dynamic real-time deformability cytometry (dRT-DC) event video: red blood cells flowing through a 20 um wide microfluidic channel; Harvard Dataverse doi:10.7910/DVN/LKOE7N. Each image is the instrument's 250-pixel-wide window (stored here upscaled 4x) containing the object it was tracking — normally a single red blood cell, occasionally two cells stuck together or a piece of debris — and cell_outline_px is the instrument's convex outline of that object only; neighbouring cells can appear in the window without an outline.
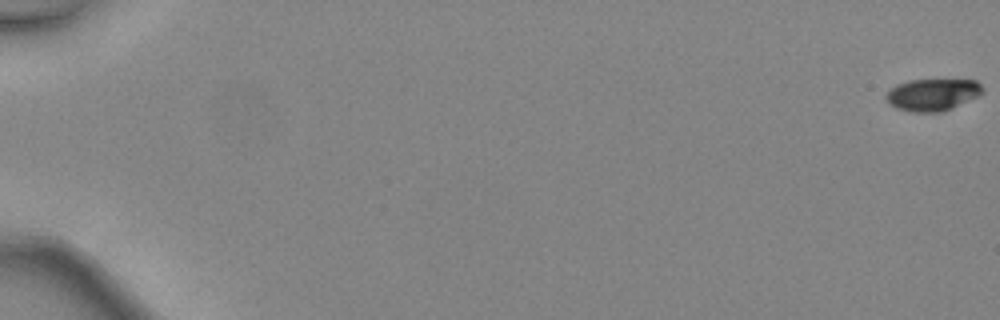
{"species": "common noctule bat (a hibernating species)", "species_latin": "Nyctalus noctula", "temperature_condition": "warm", "stored_images_in_passage": 14, "camera_frame_rate_fps": 3000, "um_per_image_px": 0.085, "animal": {"sex": "female", "body_mass_g": 24.6, "forearm_length_mm": 56.2}, "frame": {"image": 1, "passage_image": 1, "time_ms": 0.0, "image_size_px": [1000, 320], "cell_outline_px": [[984, 92], [944, 112], [912, 112], [896, 108], [884, 96], [896, 84], [908, 80], [976, 80], [984, 88]], "centroid_in_image_um": [79.27, 8.04], "position_along_channel_um": 5.7, "area_um2": 17.86}}
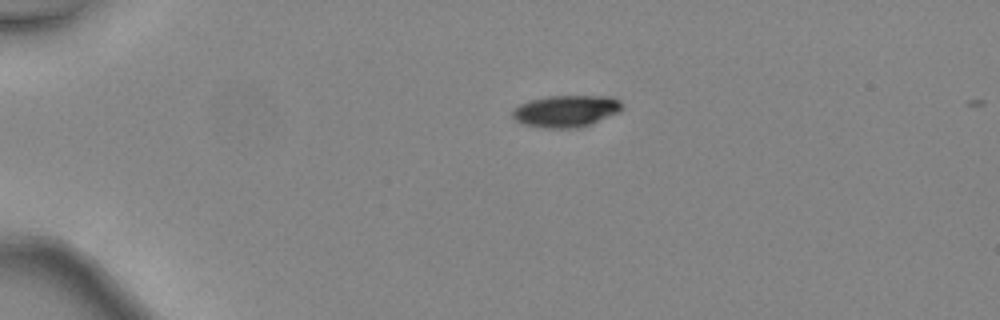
{"frame": {"image": 2, "passage_image": 13, "time_ms": 4.0, "image_size_px": [1000, 320], "cell_outline_px": [[624, 108], [620, 112], [580, 128], [544, 128], [524, 124], [516, 120], [512, 116], [512, 108], [528, 100], [548, 96], [612, 96], [620, 100]], "centroid_in_image_um": [48.13, 9.43], "position_along_channel_um": 36.9, "area_um2": 20.58}}